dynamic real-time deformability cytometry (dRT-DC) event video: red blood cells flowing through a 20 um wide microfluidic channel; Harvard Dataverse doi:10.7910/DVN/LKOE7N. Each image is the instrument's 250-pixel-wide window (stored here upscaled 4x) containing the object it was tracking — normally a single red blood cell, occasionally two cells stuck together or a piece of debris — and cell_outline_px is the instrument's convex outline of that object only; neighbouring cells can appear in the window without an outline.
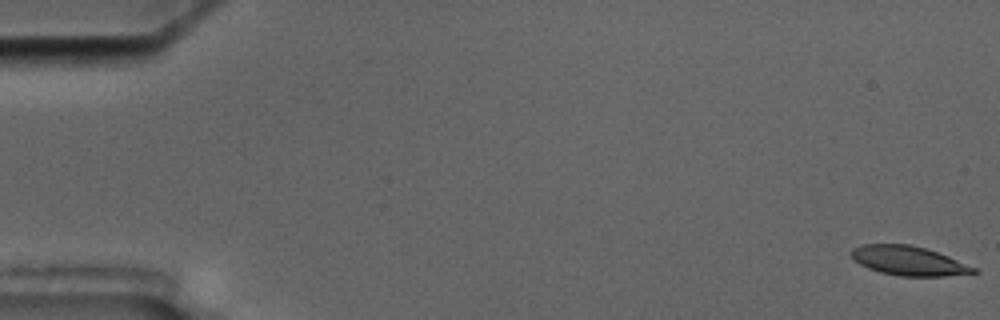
{"species": "common noctule bat (a hibernating species)", "species_latin": "Nyctalus noctula", "temperature_condition": "cold", "stored_images_in_passage": 5, "camera_frame_rate_fps": 3000, "um_per_image_px": 0.085, "animal": {"sex": "male", "body_mass_g": 17.5, "forearm_length_mm": 52.3}, "frame": {"image": 1, "passage_image": 1, "time_ms": 0.0, "image_size_px": [1000, 320], "cell_outline_px": [[980, 272], [944, 276], [900, 276], [880, 272], [868, 268], [860, 264], [852, 256], [852, 248], [860, 244], [908, 244], [924, 248], [948, 256], [976, 268]], "centroid_in_image_um": [77.22, 22.16], "position_along_channel_um": 7.8, "area_um2": 20.63}}
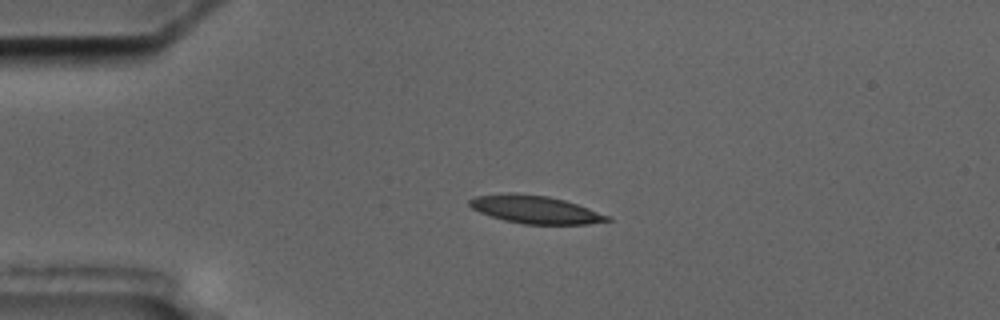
{"frame": {"image": 2, "passage_image": 4, "time_ms": 4.333, "image_size_px": [1000, 320], "cell_outline_px": [[612, 220], [588, 224], [524, 224], [504, 220], [480, 212], [472, 208], [468, 204], [468, 200], [472, 196], [508, 192], [512, 192], [548, 196], [564, 200], [588, 208], [608, 216]], "centroid_in_image_um": [45.43, 17.79], "position_along_channel_um": 39.6, "area_um2": 22.31}}